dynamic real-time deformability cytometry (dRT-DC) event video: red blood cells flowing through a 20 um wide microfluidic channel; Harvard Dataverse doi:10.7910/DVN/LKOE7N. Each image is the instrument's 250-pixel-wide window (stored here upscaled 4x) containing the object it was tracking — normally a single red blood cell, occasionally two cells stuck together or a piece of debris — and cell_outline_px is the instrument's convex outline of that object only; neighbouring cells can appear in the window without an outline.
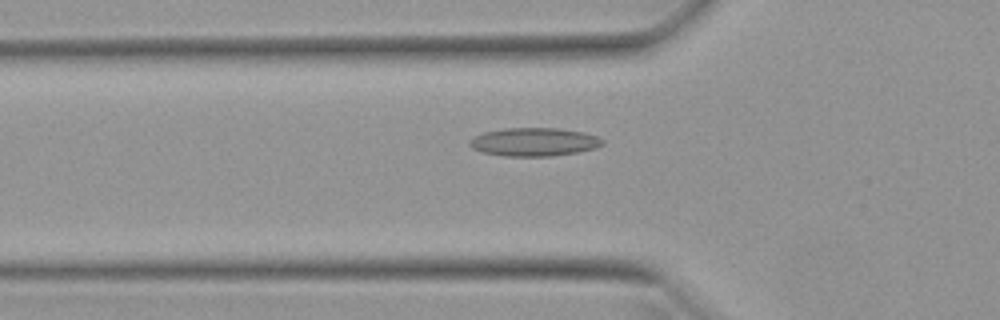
{"species": "Egyptian fruit bat (a non-hibernating species)", "species_latin": "Rousettus aegyptiacus", "temperature_condition": "warm", "stored_images_in_passage": 51, "camera_frame_rate_fps": 3000, "um_per_image_px": 0.085, "animal": {"sex": "female"}, "frame": {"image": 1, "passage_image": 17, "time_ms": 5.333, "image_size_px": [1000, 320], "cell_outline_px": [[604, 144], [596, 148], [576, 152], [552, 156], [504, 156], [480, 152], [472, 148], [468, 144], [468, 140], [484, 132], [504, 128], [560, 128], [584, 132], [596, 136], [604, 140]], "centroid_in_image_um": [45.38, 12.06], "position_along_channel_um": 80.4, "area_um2": 22.08}}
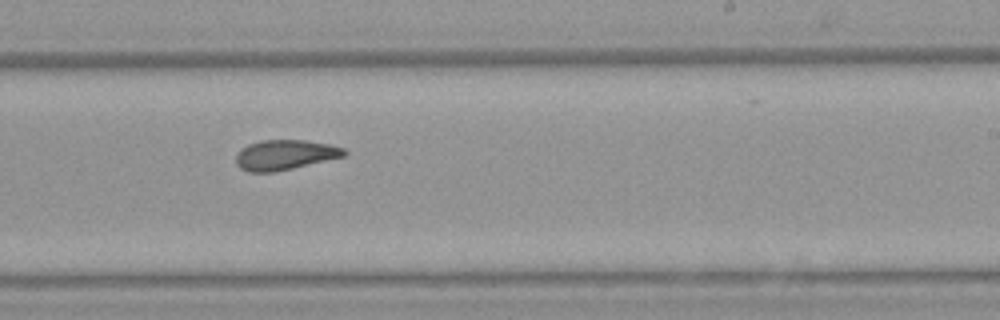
{"frame": {"image": 2, "passage_image": 31, "time_ms": 10.0, "image_size_px": [1000, 320], "cell_outline_px": [[348, 152], [344, 156], [292, 168], [272, 172], [248, 172], [240, 168], [236, 164], [236, 156], [248, 144], [260, 140], [304, 140], [332, 144], [344, 148]], "centroid_in_image_um": [24.23, 13.15], "position_along_channel_um": 264.8, "area_um2": 18.79}}
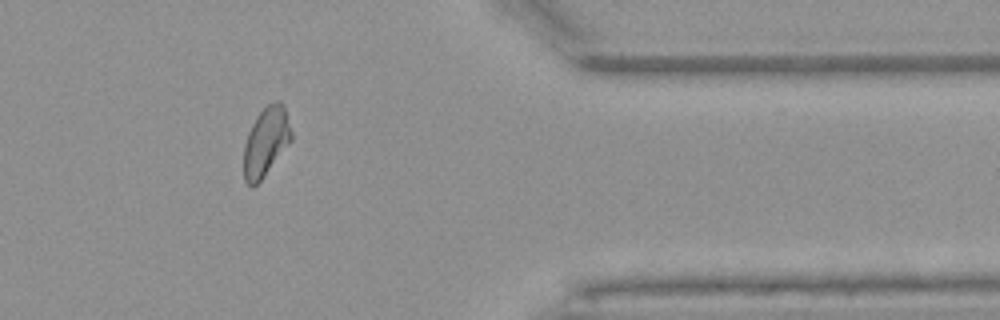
{"frame": {"image": 3, "passage_image": 42, "time_ms": 13.667, "image_size_px": [1000, 320], "cell_outline_px": [[292, 140], [260, 180], [252, 188], [244, 180], [244, 144], [248, 132], [256, 116], [268, 104], [276, 100], [280, 100], [284, 104], [292, 132]], "centroid_in_image_um": [22.61, 12.01], "position_along_channel_um": 388.8, "area_um2": 19.02}, "authors_computed_cell_mechanics": {"area_um2": 19.652, "velocity_mm_per_s": 3.9559, "shape_relaxation_time_tau1_ms": null, "shape_relaxation_time_tau2_ms": 2.2436, "deformation_change_tau1": null, "deformation_change_tau2": 0.0899}}